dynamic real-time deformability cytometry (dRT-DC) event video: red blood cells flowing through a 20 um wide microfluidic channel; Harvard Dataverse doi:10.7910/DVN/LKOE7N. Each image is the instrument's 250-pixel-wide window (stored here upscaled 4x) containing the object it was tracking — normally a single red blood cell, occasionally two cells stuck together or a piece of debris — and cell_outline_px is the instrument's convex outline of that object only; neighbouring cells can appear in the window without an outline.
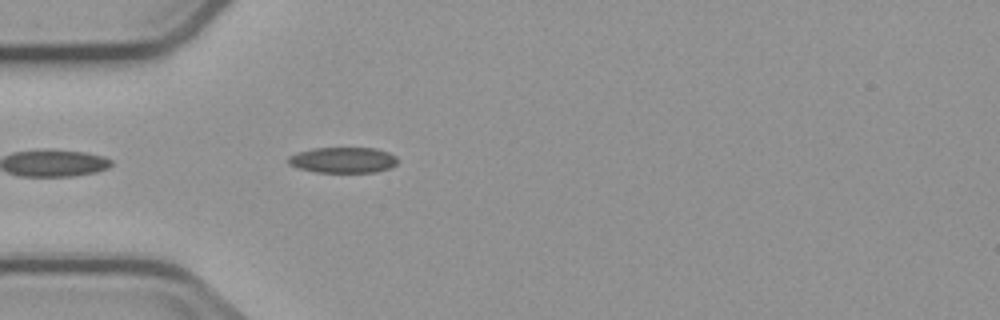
{"species": "common noctule bat (a hibernating species)", "species_latin": "Nyctalus noctula", "temperature_condition": "cold", "stored_images_in_passage": 5, "camera_frame_rate_fps": 3000, "um_per_image_px": 0.085, "animal": {"sex": "male", "body_mass_g": 23.1, "forearm_length_mm": 52.7}, "frame": {"image": 1, "passage_image": 5, "time_ms": 4.667, "image_size_px": [1000, 320], "cell_outline_px": [[400, 160], [392, 168], [376, 172], [316, 172], [296, 168], [288, 164], [284, 160], [288, 156], [296, 152], [312, 148], [376, 148], [388, 152], [396, 156]], "centroid_in_image_um": [29.13, 13.6], "position_along_channel_um": 55.9, "area_um2": 16.82}}